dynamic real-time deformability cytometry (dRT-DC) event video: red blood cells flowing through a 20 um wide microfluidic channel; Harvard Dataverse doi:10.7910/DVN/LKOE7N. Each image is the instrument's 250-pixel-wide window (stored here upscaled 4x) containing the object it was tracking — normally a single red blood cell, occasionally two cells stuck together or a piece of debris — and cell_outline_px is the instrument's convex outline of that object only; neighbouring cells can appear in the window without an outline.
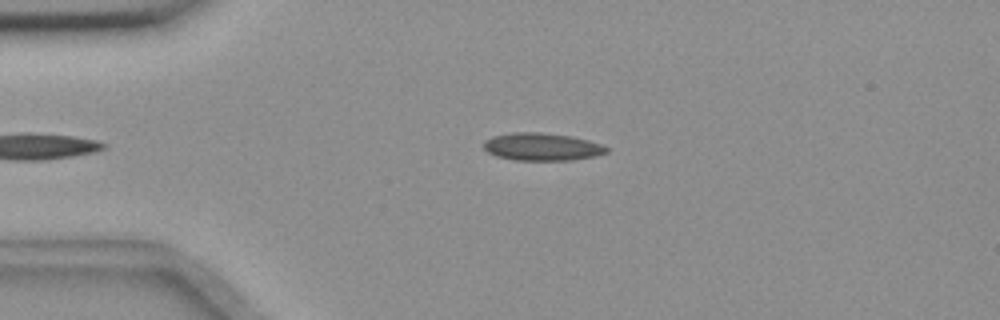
{"species": "common noctule bat (a hibernating species)", "species_latin": "Nyctalus noctula", "temperature_condition": "room temperature", "stored_images_in_passage": 50, "camera_frame_rate_fps": 3000, "um_per_image_px": 0.085, "animal": {"sex": "female", "body_mass_g": 18.4}, "frame": {"image": 1, "passage_image": 7, "time_ms": 2.0, "image_size_px": [1000, 320], "cell_outline_px": [[608, 152], [596, 156], [572, 160], [516, 160], [496, 156], [488, 152], [484, 148], [484, 140], [492, 136], [512, 132], [540, 132], [572, 136], [588, 140], [600, 144], [608, 148]], "centroid_in_image_um": [46.06, 12.47], "position_along_channel_um": 38.9, "area_um2": 19.83}}
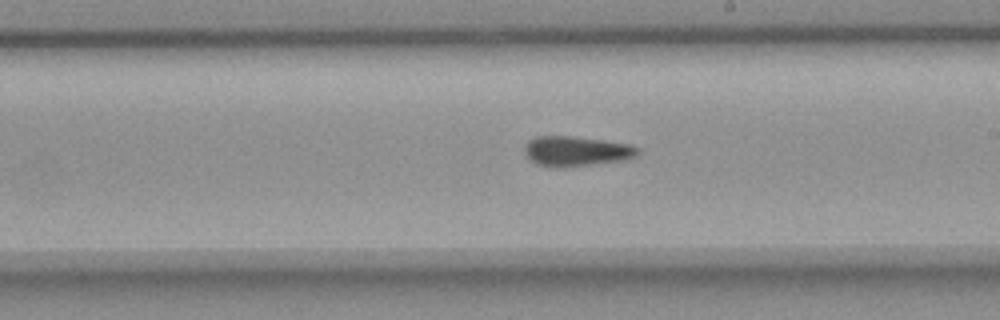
{"frame": {"image": 2, "passage_image": 26, "time_ms": 8.333, "image_size_px": [1000, 320], "cell_outline_px": [[640, 152], [636, 156], [624, 160], [572, 168], [552, 168], [536, 164], [524, 152], [524, 148], [528, 140], [536, 136], [572, 136], [628, 144], [640, 148]], "centroid_in_image_um": [48.98, 12.88], "position_along_channel_um": 240.0, "area_um2": 20.11}}
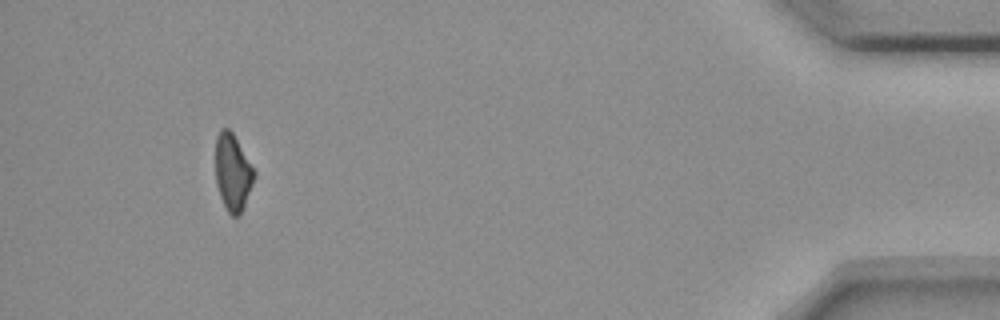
{"frame": {"image": 3, "passage_image": 46, "time_ms": 15.0, "image_size_px": [1000, 320], "cell_outline_px": [[256, 176], [244, 208], [240, 216], [232, 216], [228, 212], [220, 196], [216, 184], [216, 136], [220, 128], [228, 128], [232, 132], [256, 172]], "centroid_in_image_um": [19.79, 14.67], "position_along_channel_um": 415.4, "area_um2": 17.4}}